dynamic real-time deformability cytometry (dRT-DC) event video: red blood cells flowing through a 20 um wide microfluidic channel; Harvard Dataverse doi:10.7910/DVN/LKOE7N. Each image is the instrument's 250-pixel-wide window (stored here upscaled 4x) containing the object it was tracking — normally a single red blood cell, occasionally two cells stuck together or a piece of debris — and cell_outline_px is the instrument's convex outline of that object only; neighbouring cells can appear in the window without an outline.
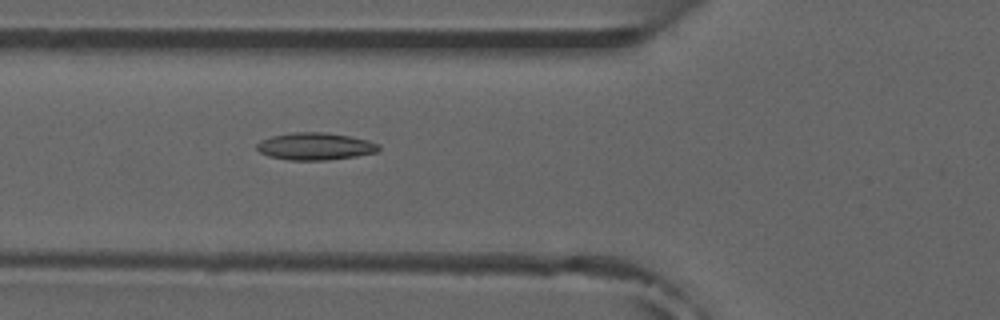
{"species": "common noctule bat (a hibernating species)", "species_latin": "Nyctalus noctula", "temperature_condition": "room temperature", "stored_images_in_passage": 6, "camera_frame_rate_fps": 3000, "um_per_image_px": 0.085, "animal": {"sex": "male", "forearm_length_mm": 52.5}, "frame": {"image": 1, "passage_image": 6, "time_ms": 6.333, "image_size_px": [1000, 320], "cell_outline_px": [[380, 148], [376, 152], [356, 156], [328, 160], [288, 160], [268, 156], [260, 152], [256, 148], [256, 144], [260, 140], [272, 136], [292, 132], [324, 132], [348, 136], [368, 140], [380, 144]], "centroid_in_image_um": [26.77, 12.44], "position_along_channel_um": 99.0, "area_um2": 19.42}}